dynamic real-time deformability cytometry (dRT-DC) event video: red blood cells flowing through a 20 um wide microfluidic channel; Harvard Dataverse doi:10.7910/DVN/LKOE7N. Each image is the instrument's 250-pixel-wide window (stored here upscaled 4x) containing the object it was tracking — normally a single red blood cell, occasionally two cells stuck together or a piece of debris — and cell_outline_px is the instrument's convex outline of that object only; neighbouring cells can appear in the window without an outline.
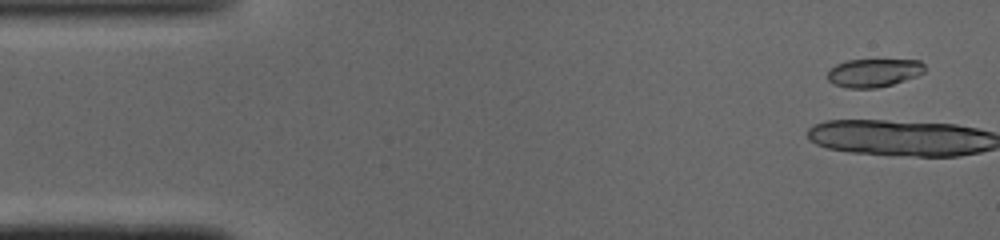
{"species": "common noctule bat (a hibernating species)", "species_latin": "Nyctalus noctula", "temperature_condition": "cold", "stored_images_in_passage": 4, "camera_frame_rate_fps": 3000, "um_per_image_px": 0.085, "animal": {"sex": "male", "body_mass_g": 19.0, "forearm_length_mm": 50.8}, "frame": {"image": 1, "passage_image": 3, "time_ms": 0.667, "image_size_px": [1000, 240], "cell_outline_px": [[924, 72], [916, 76], [892, 84], [876, 88], [848, 88], [836, 84], [828, 80], [828, 68], [836, 64], [848, 60], [920, 60], [924, 64]], "centroid_in_image_um": [74.25, 6.18], "position_along_channel_um": 10.7, "area_um2": 15.9}}